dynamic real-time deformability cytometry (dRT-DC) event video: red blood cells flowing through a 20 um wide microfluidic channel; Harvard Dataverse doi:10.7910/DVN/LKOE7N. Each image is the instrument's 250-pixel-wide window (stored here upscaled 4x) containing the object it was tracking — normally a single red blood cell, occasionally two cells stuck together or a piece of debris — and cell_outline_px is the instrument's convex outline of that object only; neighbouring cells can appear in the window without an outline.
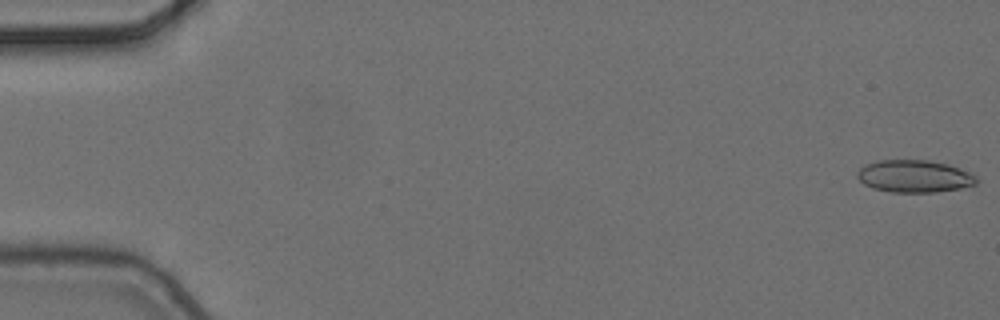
{"species": "common noctule bat (a hibernating species)", "species_latin": "Nyctalus noctula", "temperature_condition": "cold", "stored_images_in_passage": 6, "segment_of_instrument_passage": [1, 2], "camera_frame_rate_fps": 3000, "um_per_image_px": 0.085, "animal": {"sex": "female", "body_mass_g": 24.6, "forearm_length_mm": 56.2}, "frame": {"image": 1, "passage_image": 1, "time_ms": 0.0, "image_size_px": [1000, 320], "cell_outline_px": [[980, 180], [976, 184], [960, 188], [936, 192], [892, 192], [872, 188], [864, 184], [856, 176], [856, 172], [864, 164], [876, 160], [928, 160], [948, 164], [968, 172], [976, 176]], "centroid_in_image_um": [77.69, 14.97], "position_along_channel_um": 7.3, "area_um2": 22.6}}
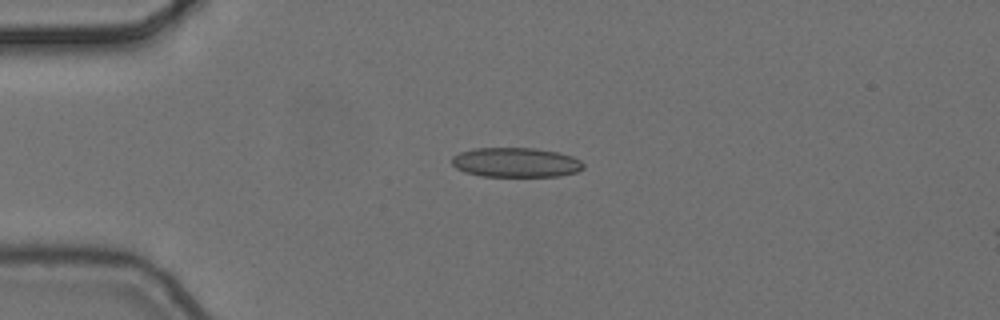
{"frame": {"image": 2, "passage_image": 4, "time_ms": 1.0, "image_size_px": [1000, 320], "cell_outline_px": [[584, 168], [576, 172], [560, 176], [480, 176], [464, 172], [456, 168], [452, 164], [452, 156], [460, 152], [472, 148], [536, 148], [556, 152], [572, 156], [580, 160], [584, 164]], "centroid_in_image_um": [43.83, 13.8], "position_along_channel_um": 41.2, "area_um2": 22.77}}